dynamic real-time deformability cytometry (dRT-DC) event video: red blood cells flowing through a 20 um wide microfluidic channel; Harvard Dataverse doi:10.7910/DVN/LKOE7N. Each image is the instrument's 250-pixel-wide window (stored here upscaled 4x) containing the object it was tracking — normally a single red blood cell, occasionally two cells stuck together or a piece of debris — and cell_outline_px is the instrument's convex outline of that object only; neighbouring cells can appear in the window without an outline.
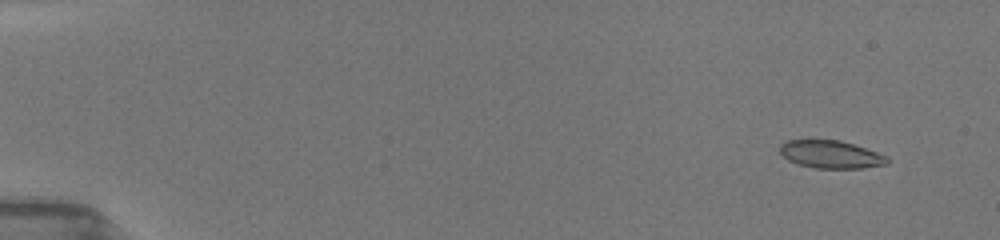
{"species": "common noctule bat (a hibernating species)", "species_latin": "Nyctalus noctula", "temperature_condition": "room temperature", "stored_images_in_passage": 54, "camera_frame_rate_fps": 3000, "um_per_image_px": 0.085, "animal": {"sex": "female", "body_mass_g": 19.5, "forearm_length_mm": 54.1}, "frame": {"image": 1, "passage_image": 2, "time_ms": 1.0, "image_size_px": [1000, 240], "cell_outline_px": [[888, 164], [864, 168], [816, 168], [796, 164], [788, 160], [780, 152], [780, 144], [784, 140], [840, 140], [888, 156]], "centroid_in_image_um": [70.6, 13.13], "position_along_channel_um": 14.4, "area_um2": 17.34}}
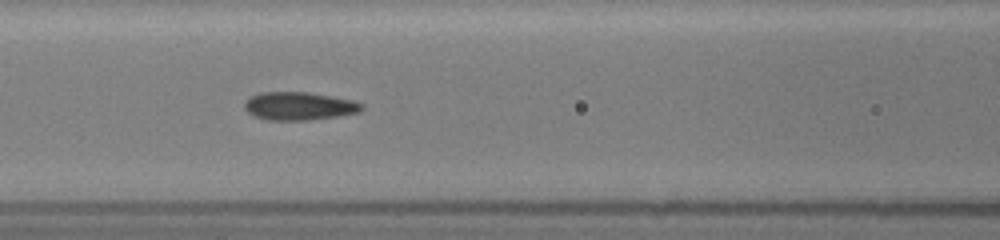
{"frame": {"image": 2, "passage_image": 21, "time_ms": 7.667, "image_size_px": [1000, 240], "cell_outline_px": [[364, 108], [360, 112], [336, 116], [308, 120], [268, 120], [256, 116], [248, 112], [244, 108], [244, 100], [260, 92], [308, 92], [332, 96], [352, 100], [364, 104]], "centroid_in_image_um": [25.43, 9.01], "position_along_channel_um": 141.2, "area_um2": 19.19}}
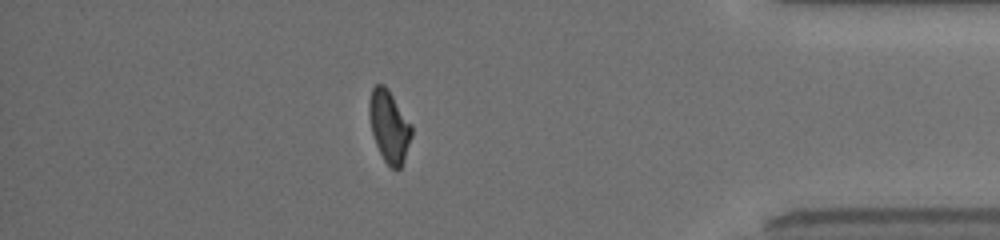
{"frame": {"image": 3, "passage_image": 46, "time_ms": 15.0, "image_size_px": [1000, 240], "cell_outline_px": [[412, 136], [404, 160], [400, 168], [396, 172], [384, 160], [376, 144], [372, 132], [368, 116], [368, 100], [372, 88], [376, 84], [384, 84], [388, 88], [412, 124]], "centroid_in_image_um": [33.08, 10.71], "position_along_channel_um": 402.1, "area_um2": 18.03}, "authors_computed_cell_mechanics": {"area_um2": 18.3804, "velocity_mm_per_s": 3.991, "shape_relaxation_time_tau1_ms": 3.8722, "shape_relaxation_time_tau2_ms": 2.0292, "deformation_change_tau1": 0.1443, "deformation_change_tau2": 0.0711}}